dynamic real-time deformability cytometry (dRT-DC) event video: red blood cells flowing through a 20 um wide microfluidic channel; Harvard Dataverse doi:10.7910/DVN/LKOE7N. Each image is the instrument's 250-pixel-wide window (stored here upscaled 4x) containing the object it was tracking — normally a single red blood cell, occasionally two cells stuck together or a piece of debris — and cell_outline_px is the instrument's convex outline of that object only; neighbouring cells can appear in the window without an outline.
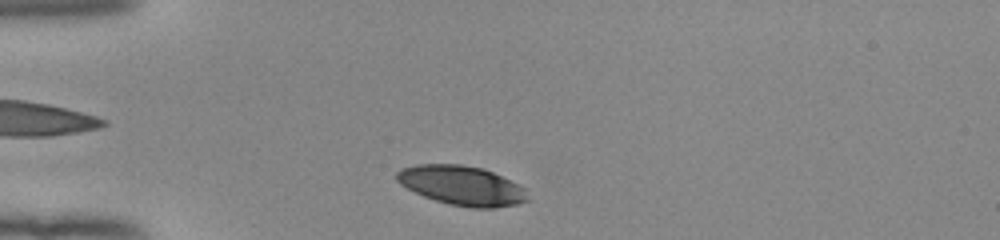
{"species": "human", "species_latin": "Homo sapiens", "temperature_condition": "room temperature", "stored_images_in_passage": 35, "camera_frame_rate_fps": 3000, "um_per_image_px": 0.085, "donor": {"sex": "female"}, "frame": {"image": 1, "passage_image": 2, "time_ms": 0.333, "image_size_px": [1000, 240], "cell_outline_px": [[528, 200], [516, 204], [496, 208], [472, 208], [448, 204], [424, 196], [400, 184], [396, 180], [396, 172], [400, 168], [416, 164], [460, 164], [480, 168], [492, 172], [520, 184], [524, 188]], "centroid_in_image_um": [39.24, 15.77], "position_along_channel_um": 45.8, "area_um2": 30.0}}
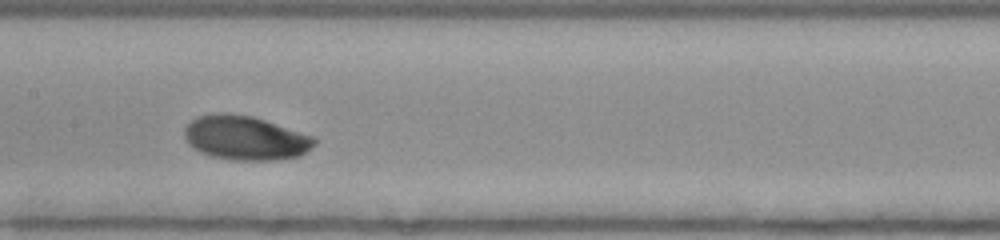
{"frame": {"image": 2, "passage_image": 15, "time_ms": 4.667, "image_size_px": [1000, 240], "cell_outline_px": [[316, 144], [300, 156], [276, 160], [228, 160], [212, 156], [200, 152], [188, 144], [184, 136], [184, 128], [196, 116], [216, 112], [228, 112], [252, 116], [312, 136], [316, 140]], "centroid_in_image_um": [20.81, 11.72], "position_along_channel_um": 186.6, "area_um2": 33.58}}
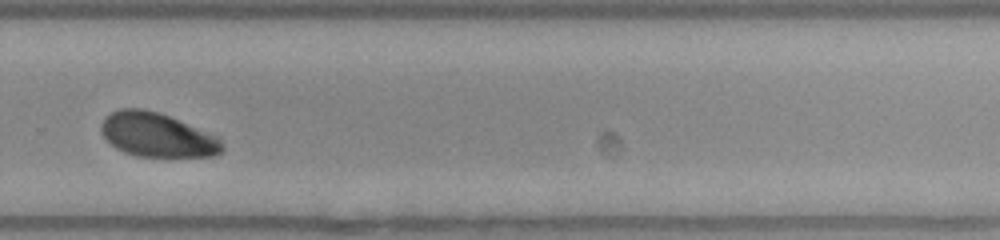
{"frame": {"image": 3, "passage_image": 25, "time_ms": 8.0, "image_size_px": [1000, 240], "cell_outline_px": [[224, 148], [220, 152], [212, 156], [136, 156], [124, 152], [116, 148], [104, 136], [100, 128], [100, 124], [112, 112], [120, 108], [144, 108], [160, 112], [220, 136], [224, 144]], "centroid_in_image_um": [13.4, 11.45], "position_along_channel_um": 316.4, "area_um2": 31.21}, "authors_computed_cell_mechanics": {"area_um2": 31.9634, "velocity_mm_per_s": 3.9027, "shape_relaxation_time_tau1_ms": 1.6869, "shape_relaxation_time_tau2_ms": null, "deformation_change_tau1": 0.097, "deformation_change_tau2": null}}